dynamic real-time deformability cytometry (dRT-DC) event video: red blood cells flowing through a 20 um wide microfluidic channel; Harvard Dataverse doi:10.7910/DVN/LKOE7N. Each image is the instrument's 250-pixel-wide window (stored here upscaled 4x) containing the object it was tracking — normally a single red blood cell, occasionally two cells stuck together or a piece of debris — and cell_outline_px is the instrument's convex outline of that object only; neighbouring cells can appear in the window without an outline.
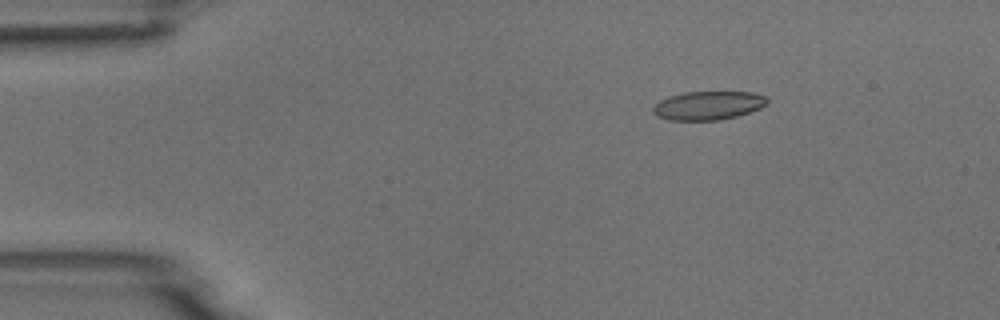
{"species": "common noctule bat (a hibernating species)", "species_latin": "Nyctalus noctula", "temperature_condition": "room temperature", "stored_images_in_passage": 6, "camera_frame_rate_fps": 3000, "um_per_image_px": 0.085, "animal": {"sex": "male", "body_mass_g": 18.8}, "frame": {"image": 1, "passage_image": 3, "time_ms": 2.333, "image_size_px": [1000, 320], "cell_outline_px": [[768, 104], [760, 108], [736, 116], [720, 120], [668, 120], [656, 116], [652, 112], [652, 108], [660, 100], [668, 96], [684, 92], [752, 92], [764, 96], [768, 100]], "centroid_in_image_um": [60.16, 8.97], "position_along_channel_um": 24.8, "area_um2": 19.07}}